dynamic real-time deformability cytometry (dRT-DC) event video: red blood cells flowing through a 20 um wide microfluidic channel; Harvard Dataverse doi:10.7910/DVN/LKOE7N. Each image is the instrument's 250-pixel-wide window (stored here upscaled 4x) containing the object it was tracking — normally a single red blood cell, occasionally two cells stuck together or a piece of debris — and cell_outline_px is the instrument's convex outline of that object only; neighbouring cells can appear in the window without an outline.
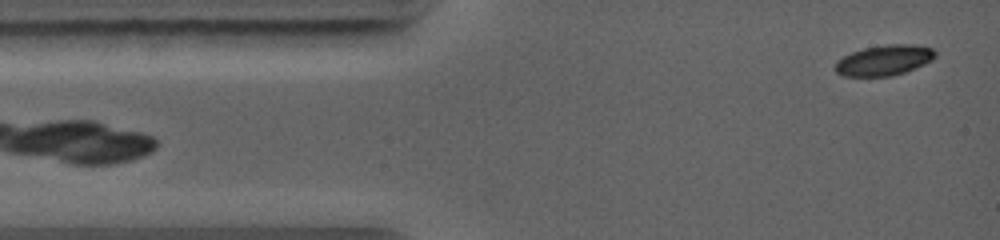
{"species": "common noctule bat (a hibernating species)", "species_latin": "Nyctalus noctula", "temperature_condition": "warm", "stored_images_in_passage": 28, "camera_frame_rate_fps": 5000, "um_per_image_px": 0.085, "animal": {"sex": "female", "body_mass_g": 19.0, "forearm_length_mm": 56.7}, "frame": {"image": 1, "passage_image": 1, "time_ms": 0.0, "image_size_px": [1000, 240], "cell_outline_px": [[936, 56], [932, 60], [916, 68], [892, 76], [844, 76], [836, 72], [836, 60], [852, 52], [864, 48], [888, 44], [912, 44], [932, 48], [936, 52]], "centroid_in_image_um": [75.17, 5.12], "position_along_channel_um": 9.8, "area_um2": 17.69}}
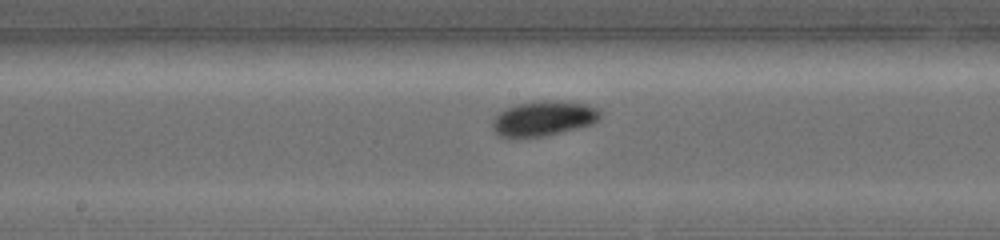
{"frame": {"image": 2, "passage_image": 13, "time_ms": 5.4, "image_size_px": [1000, 240], "cell_outline_px": [[600, 116], [592, 124], [544, 136], [516, 140], [508, 140], [500, 136], [492, 128], [492, 120], [500, 112], [508, 108], [520, 104], [544, 100], [584, 104], [596, 108], [600, 112]], "centroid_in_image_um": [46.11, 10.12], "position_along_channel_um": 202.1, "area_um2": 21.85}}
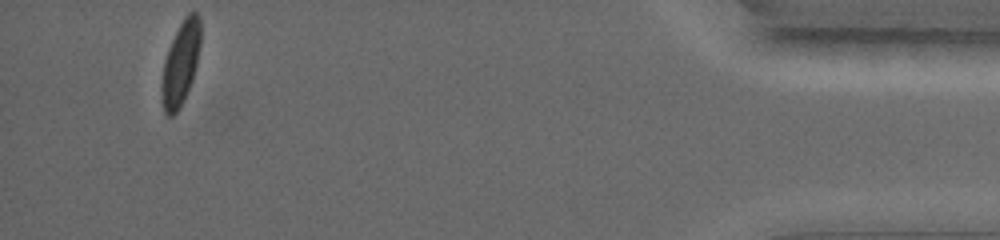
{"frame": {"image": 3, "passage_image": 28, "time_ms": 12.0, "image_size_px": [1000, 240], "cell_outline_px": [[200, 44], [196, 64], [192, 80], [180, 108], [172, 116], [168, 116], [164, 112], [160, 92], [160, 84], [164, 60], [168, 48], [184, 16], [188, 12], [196, 12], [200, 16]], "centroid_in_image_um": [15.33, 5.4], "position_along_channel_um": 419.9, "area_um2": 19.02}}